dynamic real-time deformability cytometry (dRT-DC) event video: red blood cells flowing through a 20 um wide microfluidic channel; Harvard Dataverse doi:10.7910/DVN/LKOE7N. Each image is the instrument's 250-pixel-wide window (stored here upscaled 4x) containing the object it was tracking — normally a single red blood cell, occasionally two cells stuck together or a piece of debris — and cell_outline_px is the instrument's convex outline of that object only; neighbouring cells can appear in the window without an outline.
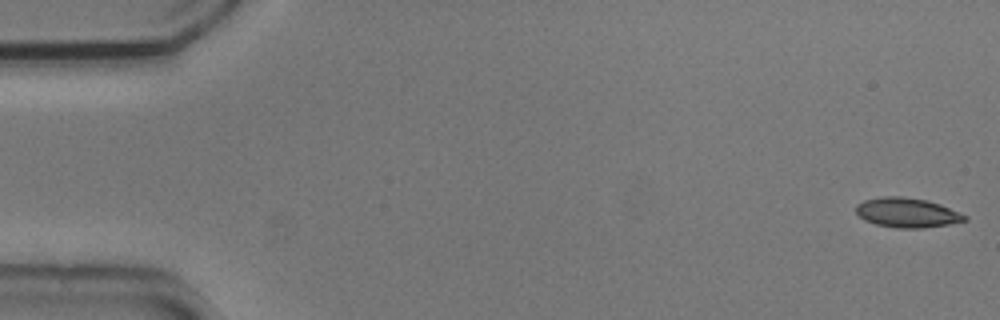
{"species": "common noctule bat (a hibernating species)", "species_latin": "Nyctalus noctula", "temperature_condition": "cold", "stored_images_in_passage": 55, "camera_frame_rate_fps": 3000, "um_per_image_px": 0.085, "animal": {"sex": "male", "body_mass_g": 20.5, "forearm_length_mm": 52.5}, "frame": {"image": 1, "passage_image": 1, "time_ms": 0.0, "image_size_px": [1000, 320], "cell_outline_px": [[968, 220], [948, 224], [924, 228], [896, 228], [876, 224], [864, 220], [856, 212], [856, 204], [864, 200], [880, 196], [900, 196], [928, 200], [940, 204], [968, 216]], "centroid_in_image_um": [77.09, 18.07], "position_along_channel_um": 7.9, "area_um2": 18.84}}
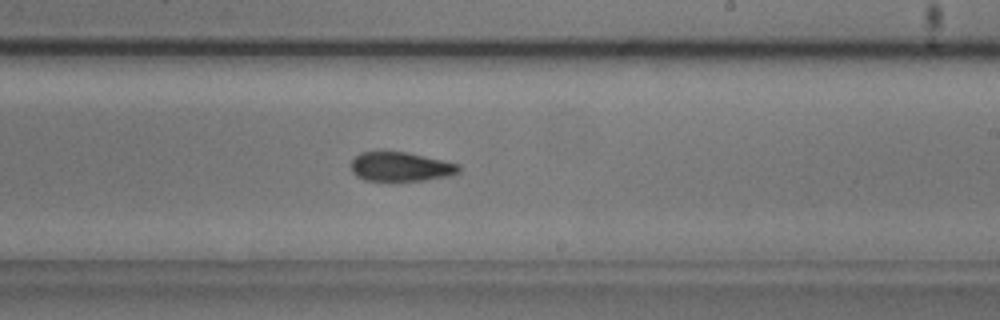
{"frame": {"image": 2, "passage_image": 32, "time_ms": 10.333, "image_size_px": [1000, 320], "cell_outline_px": [[460, 172], [452, 176], [424, 180], [364, 180], [352, 172], [352, 160], [360, 152], [404, 152], [460, 164]], "centroid_in_image_um": [34.09, 14.18], "position_along_channel_um": 254.9, "area_um2": 18.09}}
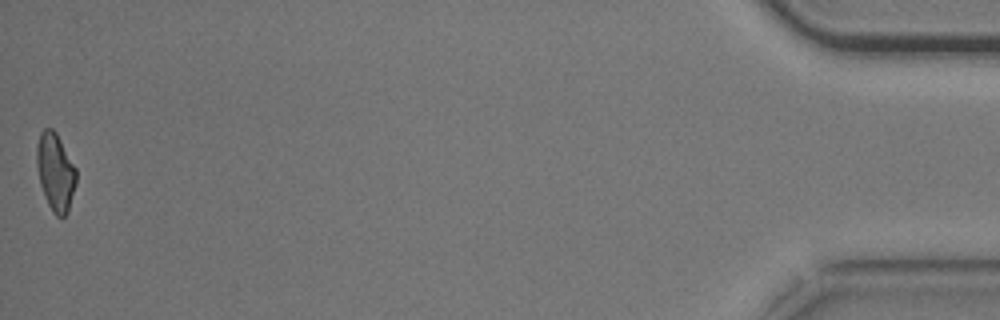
{"frame": {"image": 3, "passage_image": 54, "time_ms": 17.667, "image_size_px": [1000, 320], "cell_outline_px": [[76, 184], [68, 212], [64, 216], [56, 216], [52, 212], [44, 196], [40, 184], [36, 164], [36, 148], [40, 132], [44, 128], [52, 128], [56, 132], [76, 168]], "centroid_in_image_um": [4.7, 14.62], "position_along_channel_um": 430.5, "area_um2": 17.98}}